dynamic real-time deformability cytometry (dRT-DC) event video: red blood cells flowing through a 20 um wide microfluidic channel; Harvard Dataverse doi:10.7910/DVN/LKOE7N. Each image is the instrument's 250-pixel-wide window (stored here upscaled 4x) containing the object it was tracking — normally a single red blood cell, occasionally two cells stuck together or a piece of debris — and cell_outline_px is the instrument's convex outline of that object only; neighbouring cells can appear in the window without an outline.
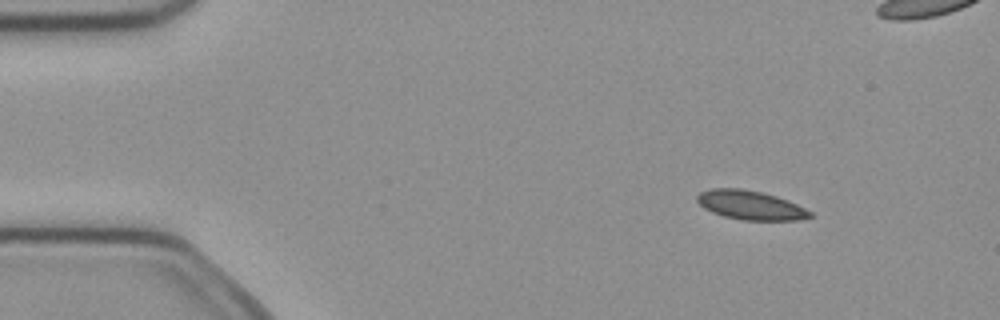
{"species": "common noctule bat (a hibernating species)", "species_latin": "Nyctalus noctula", "temperature_condition": "cold", "stored_images_in_passage": 6, "camera_frame_rate_fps": 3000, "um_per_image_px": 0.085, "animal": {"sex": "female", "body_mass_g": 21.9}, "frame": {"image": 1, "passage_image": 2, "time_ms": 0.333, "image_size_px": [1000, 320], "cell_outline_px": [[812, 216], [800, 220], [740, 220], [724, 216], [712, 212], [704, 208], [696, 200], [696, 196], [700, 192], [712, 188], [740, 188], [760, 192], [776, 196], [788, 200], [812, 212]], "centroid_in_image_um": [63.77, 17.44], "position_along_channel_um": 21.2, "area_um2": 19.07}}
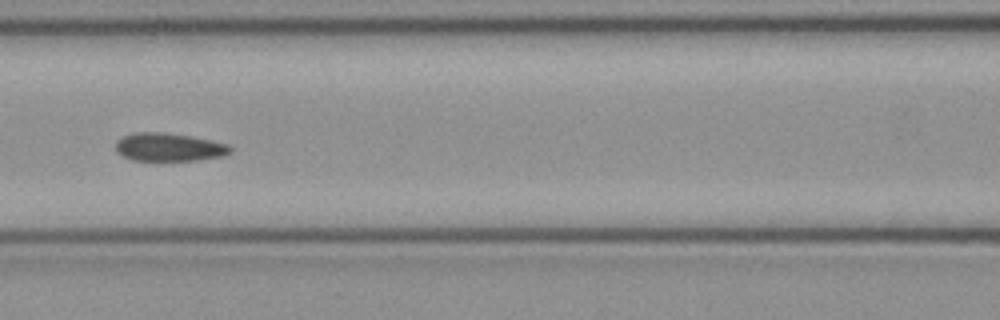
{"frame": {"image": 2, "passage_image": 6, "time_ms": 1.667, "image_size_px": [1000, 320], "cell_outline_px": [[232, 152], [224, 156], [200, 160], [132, 160], [120, 156], [116, 152], [116, 140], [124, 136], [136, 132], [164, 132], [192, 136], [232, 144]], "centroid_in_image_um": [14.4, 12.5], "position_along_channel_um": 152.2, "area_um2": 19.19}}